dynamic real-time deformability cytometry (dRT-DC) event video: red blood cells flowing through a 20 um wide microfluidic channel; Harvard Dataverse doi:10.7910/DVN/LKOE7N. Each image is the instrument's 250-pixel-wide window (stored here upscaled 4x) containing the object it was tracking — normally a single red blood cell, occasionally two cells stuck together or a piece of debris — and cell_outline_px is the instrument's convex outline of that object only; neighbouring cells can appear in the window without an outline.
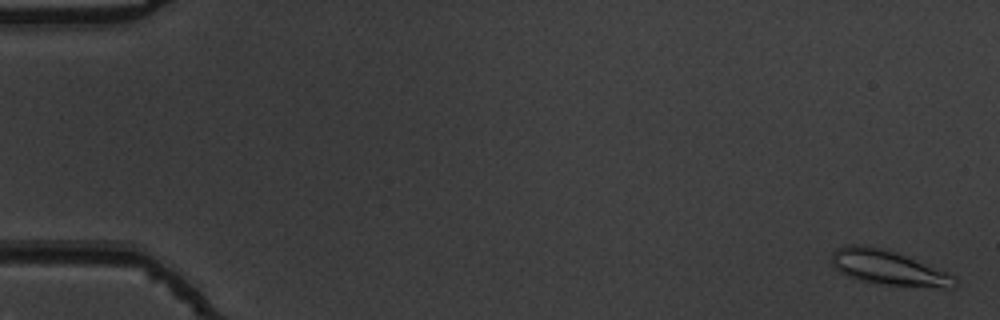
{"species": "common noctule bat (a hibernating species)", "species_latin": "Nyctalus noctula", "temperature_condition": "warm", "stored_images_in_passage": 55, "camera_frame_rate_fps": 3000, "um_per_image_px": 0.085, "animal": {"sex": "male", "body_mass_g": 19.5, "forearm_length_mm": 54.6}, "frame": {"image": 1, "passage_image": 2, "time_ms": 0.333, "image_size_px": [1000, 320], "cell_outline_px": [[956, 284], [952, 288], [944, 288], [888, 284], [860, 280], [848, 276], [840, 272], [832, 264], [832, 252], [836, 248], [848, 244], [860, 244], [888, 248], [948, 272], [956, 276]], "centroid_in_image_um": [75.52, 22.72], "position_along_channel_um": 9.5, "area_um2": 25.09}}
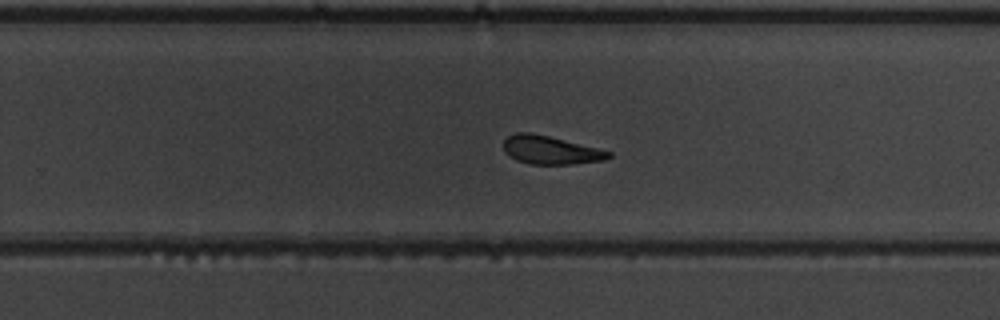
{"frame": {"image": 2, "passage_image": 36, "time_ms": 11.667, "image_size_px": [1000, 320], "cell_outline_px": [[612, 156], [604, 160], [572, 164], [528, 164], [516, 160], [504, 152], [504, 140], [508, 136], [516, 132], [532, 132], [612, 152]], "centroid_in_image_um": [46.76, 12.76], "position_along_channel_um": 283.0, "area_um2": 17.22}}
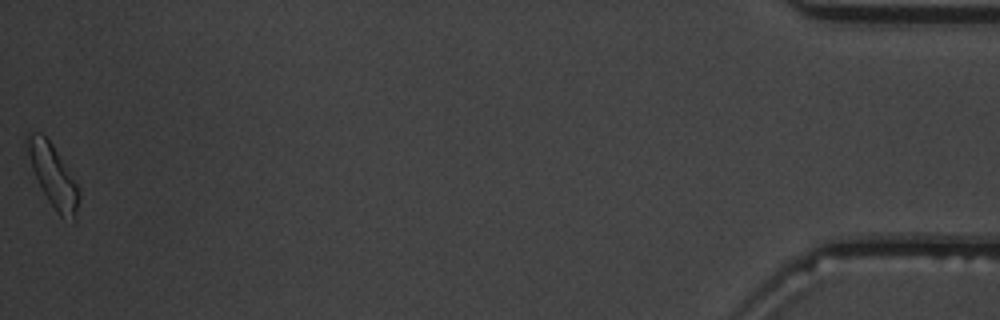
{"frame": {"image": 3, "passage_image": 55, "time_ms": 18.0, "image_size_px": [1000, 320], "cell_outline_px": [[80, 196], [76, 224], [72, 224], [60, 216], [48, 200], [32, 168], [24, 140], [28, 132], [40, 132], [52, 144], [76, 184], [80, 192]], "centroid_in_image_um": [4.53, 15.0], "position_along_channel_um": 430.7, "area_um2": 18.61}, "authors_computed_cell_mechanics": {"area_um2": 18.496, "velocity_mm_per_s": 3.7745, "shape_relaxation_time_tau1_ms": 8.6248, "shape_relaxation_time_tau2_ms": 2.079, "deformation_change_tau1": 0.2046, "deformation_change_tau2": 0.1059}}